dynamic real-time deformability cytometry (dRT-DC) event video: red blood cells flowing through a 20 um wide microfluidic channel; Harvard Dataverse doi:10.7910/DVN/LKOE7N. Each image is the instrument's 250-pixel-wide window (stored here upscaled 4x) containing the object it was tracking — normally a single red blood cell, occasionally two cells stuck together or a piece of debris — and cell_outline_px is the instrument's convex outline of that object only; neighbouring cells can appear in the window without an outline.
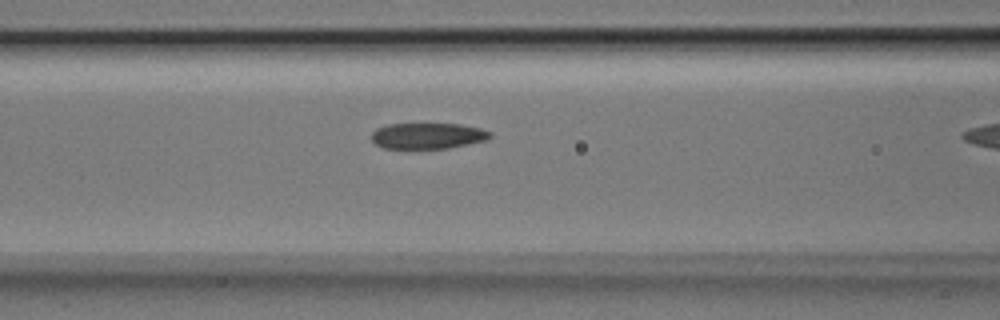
{"species": "Egyptian fruit bat (a non-hibernating species)", "species_latin": "Rousettus aegyptiacus", "temperature_condition": "room temperature", "stored_images_in_passage": 13, "camera_frame_rate_fps": 3000, "um_per_image_px": 0.085, "animal": {"sex": "male"}, "frame": {"image": 1, "passage_image": 6, "time_ms": 1.667, "image_size_px": [1000, 320], "cell_outline_px": [[492, 136], [488, 140], [448, 148], [384, 148], [376, 144], [372, 140], [372, 132], [376, 128], [388, 124], [460, 124], [480, 128], [492, 132]], "centroid_in_image_um": [36.38, 11.54], "position_along_channel_um": 130.2, "area_um2": 17.92}}
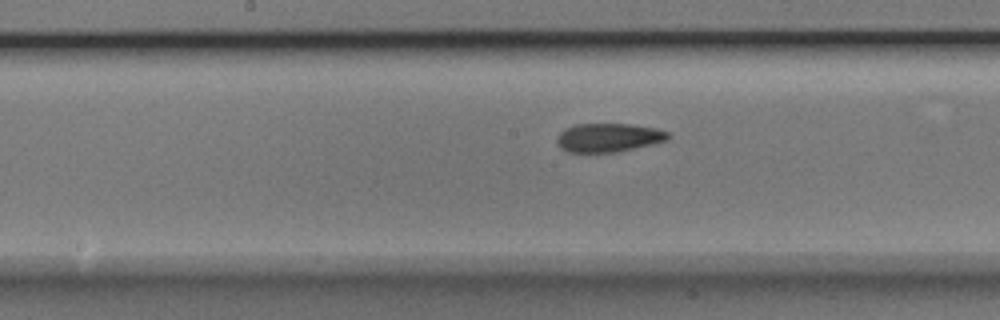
{"frame": {"image": 2, "passage_image": 11, "time_ms": 3.333, "image_size_px": [1000, 320], "cell_outline_px": [[672, 136], [668, 140], [652, 144], [616, 152], [568, 152], [560, 148], [556, 140], [556, 136], [564, 128], [576, 124], [628, 124], [656, 128], [668, 132]], "centroid_in_image_um": [51.71, 11.69], "position_along_channel_um": 196.5, "area_um2": 18.67}}